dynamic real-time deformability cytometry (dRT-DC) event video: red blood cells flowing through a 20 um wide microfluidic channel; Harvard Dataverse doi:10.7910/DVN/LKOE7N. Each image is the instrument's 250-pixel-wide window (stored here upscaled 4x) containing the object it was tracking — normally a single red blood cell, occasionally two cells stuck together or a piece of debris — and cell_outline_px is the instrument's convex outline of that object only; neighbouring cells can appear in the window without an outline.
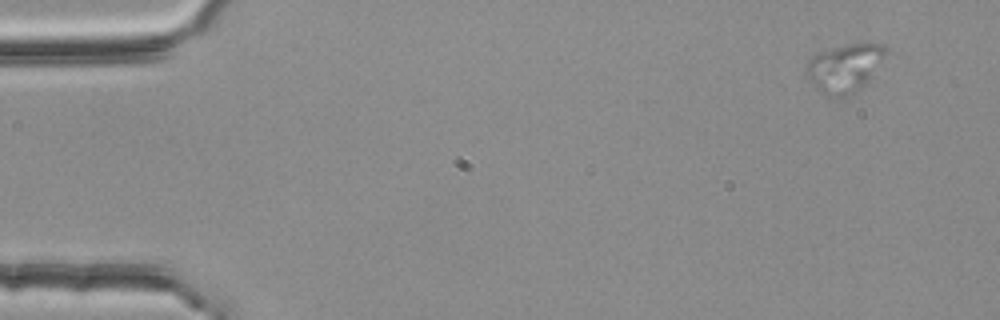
{"species": "common noctule bat (a hibernating species)", "species_latin": "Nyctalus noctula", "temperature_condition": "room temperature", "stored_images_in_passage": 10, "camera_frame_rate_fps": 3000, "um_per_image_px": 0.085, "animal": {"sex": "female", "body_mass_g": 25.1}, "frame": {"image": 1, "passage_image": 1, "time_ms": 0.0, "image_size_px": [1000, 320], "cell_outline_px": [[888, 52], [872, 76], [856, 92], [840, 100], [828, 96], [820, 92], [808, 80], [804, 72], [804, 68], [808, 60], [816, 52], [828, 48], [848, 44], [884, 44], [888, 48]], "centroid_in_image_um": [71.75, 5.79], "position_along_channel_um": 13.3, "area_um2": 22.95}}